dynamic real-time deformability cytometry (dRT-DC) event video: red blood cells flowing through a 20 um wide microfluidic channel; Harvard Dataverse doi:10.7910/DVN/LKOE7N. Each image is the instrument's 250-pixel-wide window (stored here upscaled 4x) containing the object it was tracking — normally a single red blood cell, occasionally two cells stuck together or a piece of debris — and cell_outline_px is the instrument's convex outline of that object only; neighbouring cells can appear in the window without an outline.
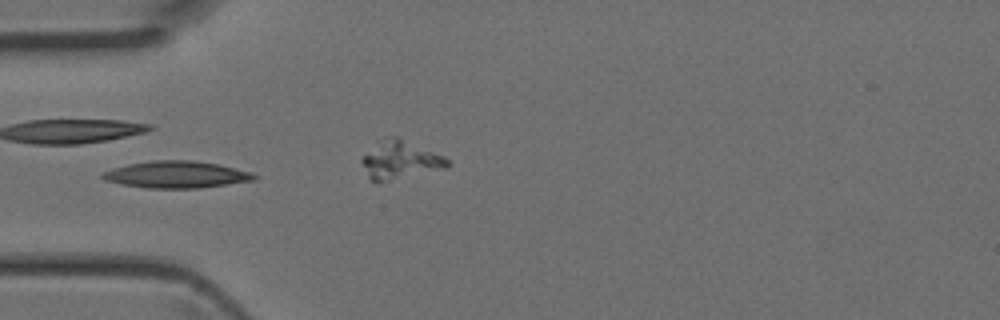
{"species": "Egyptian fruit bat (a non-hibernating species)", "species_latin": "Rousettus aegyptiacus", "temperature_condition": "room temperature", "stored_images_in_passage": 4, "camera_frame_rate_fps": 3000, "um_per_image_px": 0.085, "animal": {"sex": "female"}, "frame": {"image": 1, "passage_image": 4, "time_ms": 1.0, "image_size_px": [1000, 320], "cell_outline_px": [[256, 180], [200, 188], [148, 188], [124, 184], [104, 180], [100, 176], [100, 172], [112, 168], [128, 164], [152, 160], [192, 160], [216, 164], [248, 172], [256, 176]], "centroid_in_image_um": [14.92, 14.84], "position_along_channel_um": 70.1, "area_um2": 23.52}}